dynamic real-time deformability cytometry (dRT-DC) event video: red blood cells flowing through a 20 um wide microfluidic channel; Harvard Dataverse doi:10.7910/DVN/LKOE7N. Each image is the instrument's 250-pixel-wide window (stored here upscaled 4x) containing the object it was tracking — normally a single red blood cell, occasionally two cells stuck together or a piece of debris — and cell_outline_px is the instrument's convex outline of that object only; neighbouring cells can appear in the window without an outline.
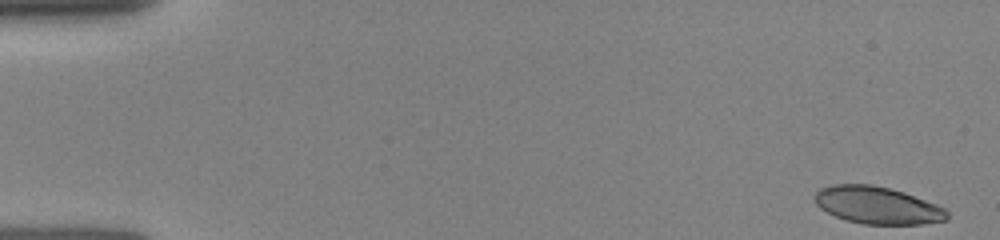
{"species": "human", "species_latin": "Homo sapiens", "temperature_condition": "room temperature", "stored_images_in_passage": 38, "camera_frame_rate_fps": 3000, "um_per_image_px": 0.085, "donor": {"sex": "female"}, "frame": {"image": 1, "passage_image": 1, "time_ms": 0.0, "image_size_px": [1000, 240], "cell_outline_px": [[948, 220], [920, 224], [864, 224], [848, 220], [836, 216], [820, 208], [812, 200], [812, 196], [820, 188], [832, 184], [872, 184], [904, 192], [936, 204], [944, 208], [948, 212]], "centroid_in_image_um": [74.55, 17.44], "position_along_channel_um": 10.5, "area_um2": 28.78}}
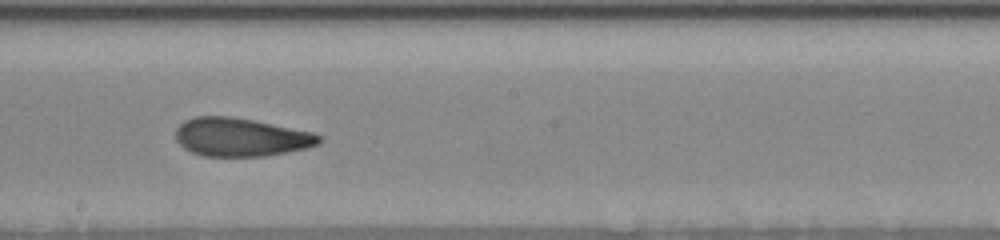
{"frame": {"image": 2, "passage_image": 21, "time_ms": 8.667, "image_size_px": [1000, 240], "cell_outline_px": [[320, 144], [308, 148], [288, 152], [264, 156], [204, 156], [192, 152], [184, 148], [176, 140], [176, 128], [184, 120], [196, 116], [232, 116], [312, 132], [320, 136]], "centroid_in_image_um": [20.45, 11.66], "position_along_channel_um": 227.7, "area_um2": 32.02}}
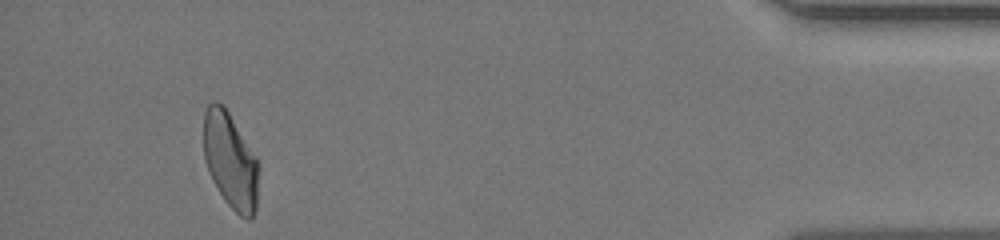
{"frame": {"image": 3, "passage_image": 36, "time_ms": 14.667, "image_size_px": [1000, 240], "cell_outline_px": [[260, 168], [256, 208], [252, 220], [248, 220], [240, 216], [224, 200], [212, 180], [208, 172], [204, 156], [204, 112], [208, 104], [212, 100], [216, 100], [224, 104], [260, 160]], "centroid_in_image_um": [19.62, 13.63], "position_along_channel_um": 415.6, "area_um2": 31.73}}